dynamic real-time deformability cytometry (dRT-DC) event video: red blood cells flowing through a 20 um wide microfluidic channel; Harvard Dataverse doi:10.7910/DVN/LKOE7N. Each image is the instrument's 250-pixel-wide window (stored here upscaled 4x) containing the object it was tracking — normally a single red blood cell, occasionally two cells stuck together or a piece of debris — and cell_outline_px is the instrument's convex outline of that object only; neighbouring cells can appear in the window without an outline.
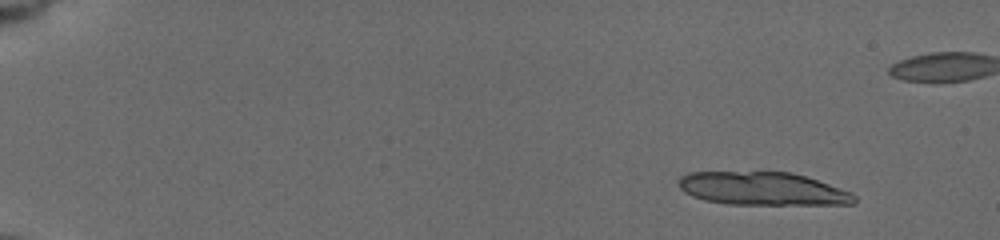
{"species": "common noctule bat (a hibernating species)", "species_latin": "Nyctalus noctula", "temperature_condition": "cold", "stored_images_in_passage": 19, "camera_frame_rate_fps": 3000, "um_per_image_px": 0.085, "animal": {"sex": "female", "body_mass_g": 19.5, "forearm_length_mm": 54.1}, "frame": {"image": 1, "passage_image": 4, "time_ms": 1.0, "image_size_px": [1000, 240], "cell_outline_px": [[856, 204], [728, 204], [704, 200], [692, 196], [684, 192], [680, 188], [676, 180], [680, 176], [688, 172], [792, 172], [852, 192], [856, 196]], "centroid_in_image_um": [64.78, 16.04], "position_along_channel_um": 20.2, "area_um2": 33.93}}